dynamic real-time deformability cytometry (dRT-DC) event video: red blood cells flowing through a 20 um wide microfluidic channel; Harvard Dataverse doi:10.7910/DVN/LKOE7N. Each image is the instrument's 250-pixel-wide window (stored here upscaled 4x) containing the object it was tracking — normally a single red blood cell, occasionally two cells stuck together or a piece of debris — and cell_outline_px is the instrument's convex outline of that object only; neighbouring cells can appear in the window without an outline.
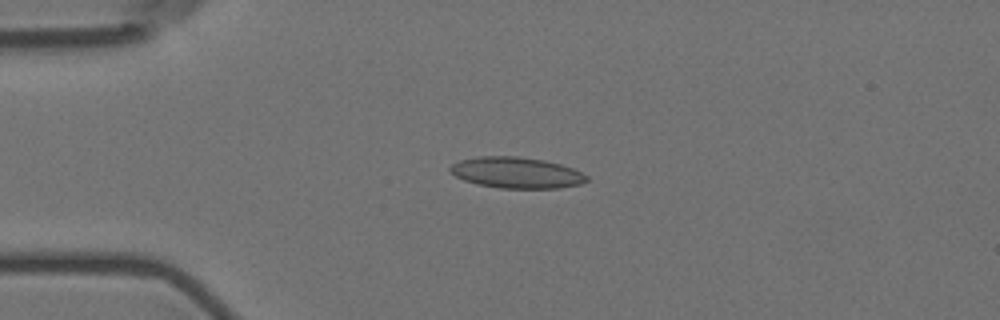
{"species": "Egyptian fruit bat (a non-hibernating species)", "species_latin": "Rousettus aegyptiacus", "temperature_condition": "room temperature", "stored_images_in_passage": 2, "camera_frame_rate_fps": 3000, "um_per_image_px": 0.085, "animal": {"sex": "female"}, "frame": {"image": 1, "passage_image": 1, "time_ms": 0.0, "image_size_px": [1000, 320], "cell_outline_px": [[588, 180], [580, 184], [560, 188], [500, 188], [476, 184], [464, 180], [448, 172], [448, 168], [452, 164], [460, 160], [480, 156], [520, 156], [544, 160], [560, 164], [572, 168], [588, 176]], "centroid_in_image_um": [43.87, 14.67], "position_along_channel_um": 41.1, "area_um2": 24.8}}